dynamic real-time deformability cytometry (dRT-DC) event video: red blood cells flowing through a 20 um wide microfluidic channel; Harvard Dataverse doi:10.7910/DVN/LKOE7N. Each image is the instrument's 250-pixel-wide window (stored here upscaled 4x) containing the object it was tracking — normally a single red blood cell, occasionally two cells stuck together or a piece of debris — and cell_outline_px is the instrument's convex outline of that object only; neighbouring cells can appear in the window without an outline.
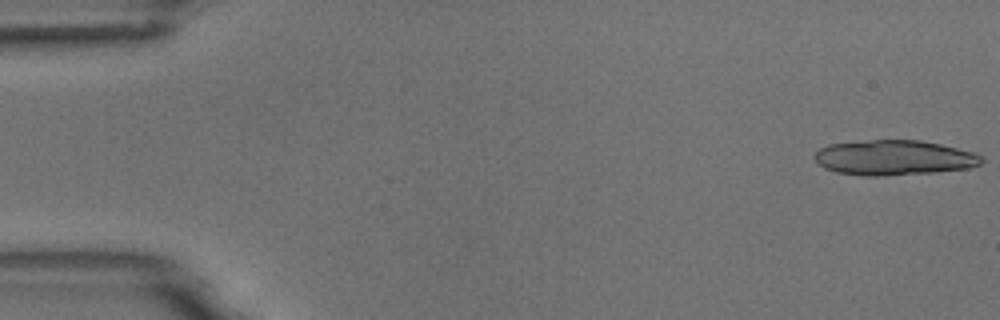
{"species": "common noctule bat (a hibernating species)", "species_latin": "Nyctalus noctula", "temperature_condition": "room temperature", "stored_images_in_passage": 5, "camera_frame_rate_fps": 3000, "um_per_image_px": 0.085, "animal": {"sex": "male", "body_mass_g": 18.8}, "frame": {"image": 1, "passage_image": 1, "time_ms": 0.0, "image_size_px": [1000, 320], "cell_outline_px": [[984, 160], [980, 164], [968, 168], [932, 172], [884, 176], [860, 176], [836, 172], [824, 168], [816, 160], [816, 152], [820, 148], [828, 144], [872, 140], [920, 140], [940, 144], [976, 152], [984, 156]], "centroid_in_image_um": [76.02, 13.4], "position_along_channel_um": 9.0, "area_um2": 34.16}}